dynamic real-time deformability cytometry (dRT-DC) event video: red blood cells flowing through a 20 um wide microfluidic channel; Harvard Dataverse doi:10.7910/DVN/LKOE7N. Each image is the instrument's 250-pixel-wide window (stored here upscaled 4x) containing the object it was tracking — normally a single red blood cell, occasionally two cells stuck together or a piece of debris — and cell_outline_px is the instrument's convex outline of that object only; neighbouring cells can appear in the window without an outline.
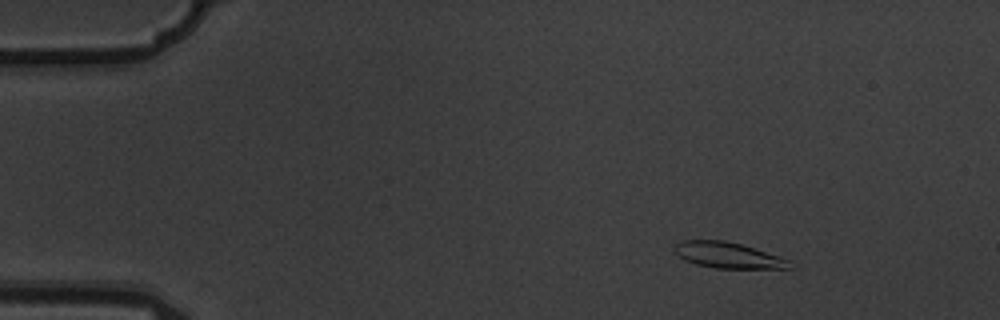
{"species": "common noctule bat (a hibernating species)", "species_latin": "Nyctalus noctula", "temperature_condition": "warm", "stored_images_in_passage": 5, "camera_frame_rate_fps": 3000, "um_per_image_px": 0.085, "animal": {"sex": "male", "body_mass_g": 19.5, "forearm_length_mm": 54.6}, "frame": {"image": 1, "passage_image": 3, "time_ms": 0.667, "image_size_px": [1000, 320], "cell_outline_px": [[796, 268], [716, 268], [696, 264], [684, 260], [672, 248], [680, 240], [724, 240], [740, 244], [780, 256], [792, 260]], "centroid_in_image_um": [61.93, 21.7], "position_along_channel_um": 23.1, "area_um2": 17.46}}